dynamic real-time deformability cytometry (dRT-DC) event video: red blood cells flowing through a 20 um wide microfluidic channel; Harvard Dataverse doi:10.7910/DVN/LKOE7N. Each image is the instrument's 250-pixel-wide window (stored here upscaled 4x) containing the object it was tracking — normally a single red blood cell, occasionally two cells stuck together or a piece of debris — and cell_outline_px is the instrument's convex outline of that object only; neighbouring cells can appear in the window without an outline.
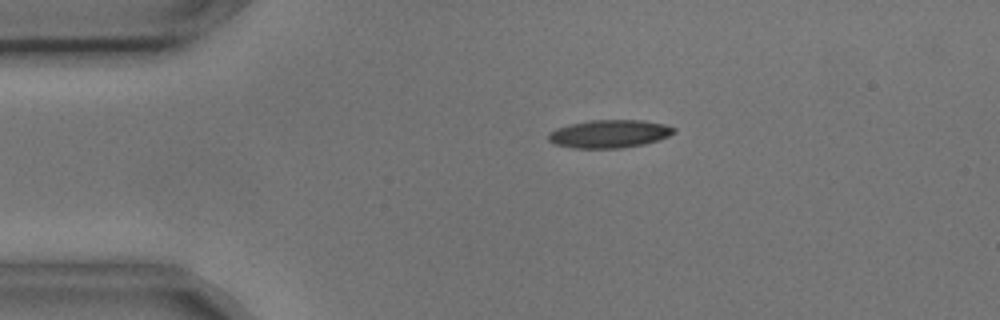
{"species": "common noctule bat (a hibernating species)", "species_latin": "Nyctalus noctula", "temperature_condition": "cold", "stored_images_in_passage": 4, "camera_frame_rate_fps": 3000, "um_per_image_px": 0.085, "animal": {"sex": "male", "body_mass_g": 17.9, "forearm_length_mm": 54.2}, "frame": {"image": 1, "passage_image": 3, "time_ms": 0.667, "image_size_px": [1000, 320], "cell_outline_px": [[676, 132], [668, 136], [644, 144], [620, 148], [572, 148], [556, 144], [548, 140], [548, 132], [556, 128], [572, 124], [592, 120], [644, 120], [664, 124], [676, 128]], "centroid_in_image_um": [51.8, 11.37], "position_along_channel_um": 33.2, "area_um2": 20.4}}